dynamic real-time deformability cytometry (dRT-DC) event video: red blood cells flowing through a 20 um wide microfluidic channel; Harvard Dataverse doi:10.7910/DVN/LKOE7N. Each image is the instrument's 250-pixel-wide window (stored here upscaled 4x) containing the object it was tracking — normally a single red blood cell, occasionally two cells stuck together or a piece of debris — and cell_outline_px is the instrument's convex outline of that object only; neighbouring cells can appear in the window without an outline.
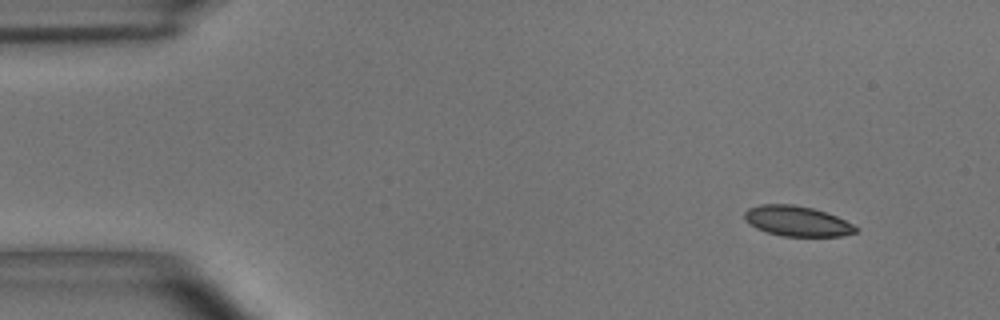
{"species": "common noctule bat (a hibernating species)", "species_latin": "Nyctalus noctula", "temperature_condition": "room temperature", "stored_images_in_passage": 5, "camera_frame_rate_fps": 3000, "um_per_image_px": 0.085, "animal": {"sex": "male", "body_mass_g": 15.6}, "frame": {"image": 1, "passage_image": 1, "time_ms": 0.0, "image_size_px": [1000, 320], "cell_outline_px": [[860, 228], [856, 232], [840, 236], [784, 236], [768, 232], [756, 228], [744, 220], [744, 212], [748, 208], [760, 204], [792, 204], [812, 208], [836, 216]], "centroid_in_image_um": [67.72, 18.79], "position_along_channel_um": 17.3, "area_um2": 19.48}}
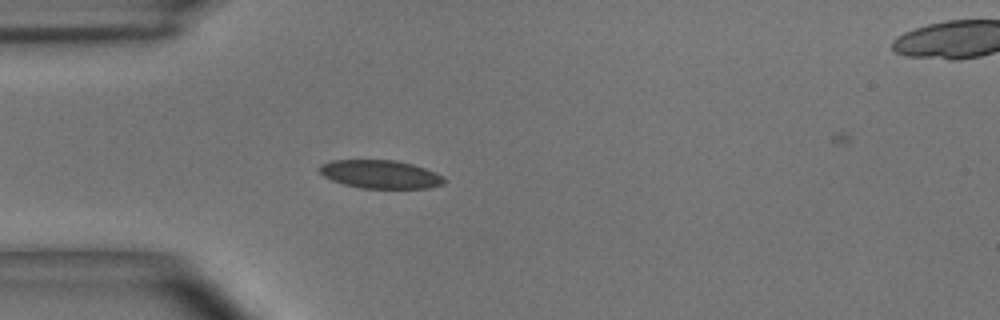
{"frame": {"image": 2, "passage_image": 4, "time_ms": 1.0, "image_size_px": [1000, 320], "cell_outline_px": [[444, 184], [428, 188], [360, 188], [344, 184], [332, 180], [324, 176], [320, 172], [320, 164], [332, 160], [396, 160], [412, 164], [436, 172], [444, 176]], "centroid_in_image_um": [32.34, 14.81], "position_along_channel_um": 52.7, "area_um2": 20.52}}